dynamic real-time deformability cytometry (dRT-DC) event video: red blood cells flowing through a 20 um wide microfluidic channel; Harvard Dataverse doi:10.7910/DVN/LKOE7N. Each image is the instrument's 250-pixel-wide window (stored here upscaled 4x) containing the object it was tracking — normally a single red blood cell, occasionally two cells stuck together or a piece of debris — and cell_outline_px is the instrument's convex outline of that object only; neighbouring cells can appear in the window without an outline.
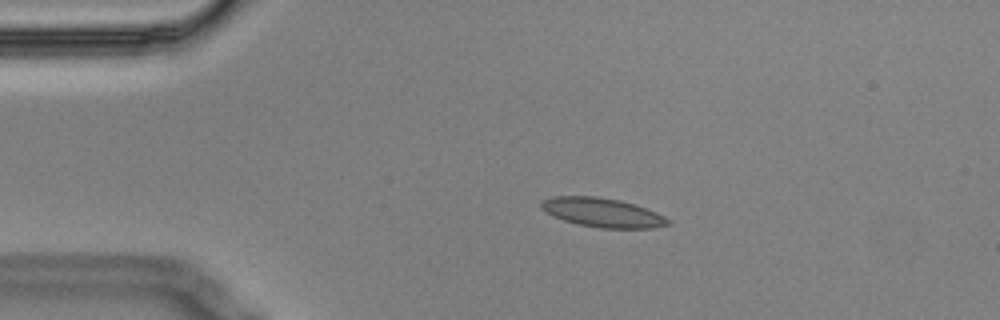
{"species": "Egyptian fruit bat (a non-hibernating species)", "species_latin": "Rousettus aegyptiacus", "temperature_condition": "cold", "stored_images_in_passage": 3, "camera_frame_rate_fps": 3000, "um_per_image_px": 0.085, "animal": {"sex": "male"}, "frame": {"image": 1, "passage_image": 1, "time_ms": 0.0, "image_size_px": [1000, 320], "cell_outline_px": [[672, 224], [652, 228], [600, 228], [580, 224], [564, 220], [552, 216], [540, 208], [540, 200], [552, 196], [596, 196], [620, 200], [656, 212], [672, 220]], "centroid_in_image_um": [51.19, 18.06], "position_along_channel_um": 33.8, "area_um2": 21.56}}